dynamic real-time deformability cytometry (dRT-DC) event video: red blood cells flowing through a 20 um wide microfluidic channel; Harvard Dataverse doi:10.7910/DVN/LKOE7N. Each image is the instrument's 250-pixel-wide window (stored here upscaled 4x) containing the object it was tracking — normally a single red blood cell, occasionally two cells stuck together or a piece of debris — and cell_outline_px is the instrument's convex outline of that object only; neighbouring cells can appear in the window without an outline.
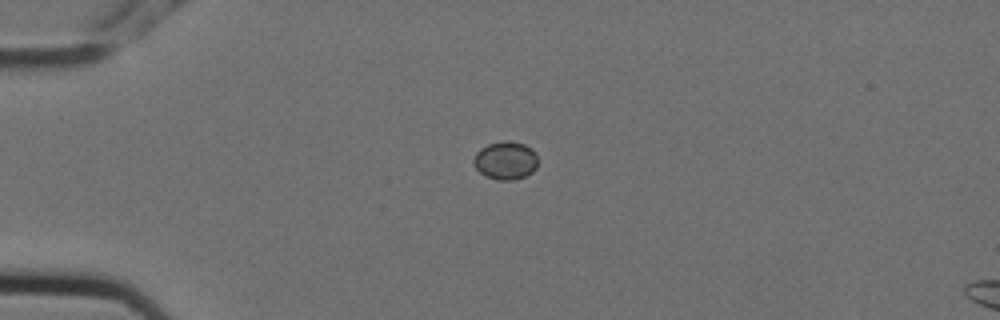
{"species": "Egyptian fruit bat (a non-hibernating species)", "species_latin": "Rousettus aegyptiacus", "temperature_condition": "cold", "stored_images_in_passage": 3, "camera_frame_rate_fps": 3000, "um_per_image_px": 0.085, "animal": {"sex": "female"}, "frame": {"image": 1, "passage_image": 1, "time_ms": 0.0, "image_size_px": [1000, 320], "cell_outline_px": [[536, 168], [532, 172], [524, 176], [512, 180], [496, 180], [484, 176], [476, 168], [472, 160], [476, 152], [480, 148], [488, 144], [504, 140], [508, 140], [524, 144], [532, 148], [536, 156]], "centroid_in_image_um": [42.94, 13.63], "position_along_channel_um": 42.1, "area_um2": 14.33}}
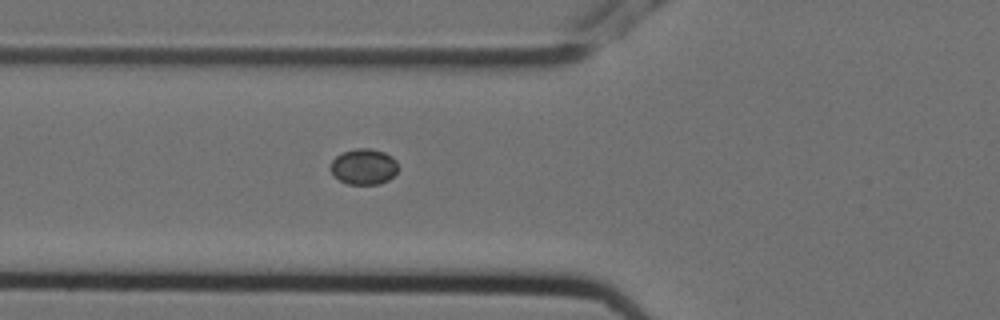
{"frame": {"image": 2, "passage_image": 3, "time_ms": 0.667, "image_size_px": [1000, 320], "cell_outline_px": [[396, 172], [388, 180], [380, 184], [348, 184], [332, 176], [332, 160], [336, 156], [344, 152], [356, 148], [368, 148], [384, 152], [392, 156], [396, 160]], "centroid_in_image_um": [30.92, 14.17], "position_along_channel_um": 94.9, "area_um2": 13.93}}